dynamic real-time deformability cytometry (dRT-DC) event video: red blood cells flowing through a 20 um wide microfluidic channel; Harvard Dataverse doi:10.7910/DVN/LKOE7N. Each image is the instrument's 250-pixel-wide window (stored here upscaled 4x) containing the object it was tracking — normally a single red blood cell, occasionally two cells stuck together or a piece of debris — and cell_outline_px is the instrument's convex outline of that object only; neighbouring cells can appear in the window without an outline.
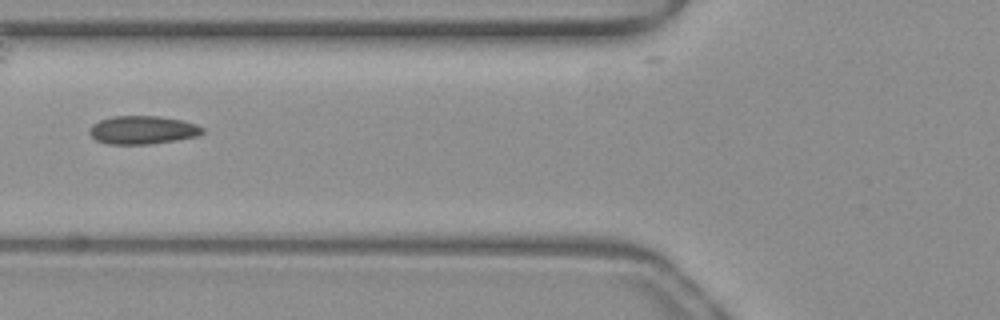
{"species": "common noctule bat (a hibernating species)", "species_latin": "Nyctalus noctula", "temperature_condition": "warm", "stored_images_in_passage": 34, "camera_frame_rate_fps": 3000, "um_per_image_px": 0.085, "animal": {"sex": "female", "body_mass_g": 19.3, "forearm_length_mm": 54.1}, "frame": {"image": 1, "passage_image": 2, "time_ms": 0.333, "image_size_px": [1000, 320], "cell_outline_px": [[204, 132], [196, 136], [176, 140], [148, 144], [108, 144], [96, 140], [88, 132], [92, 124], [100, 120], [112, 116], [160, 116], [180, 120], [196, 124], [204, 128]], "centroid_in_image_um": [12.1, 11.04], "position_along_channel_um": 113.7, "area_um2": 18.55}}
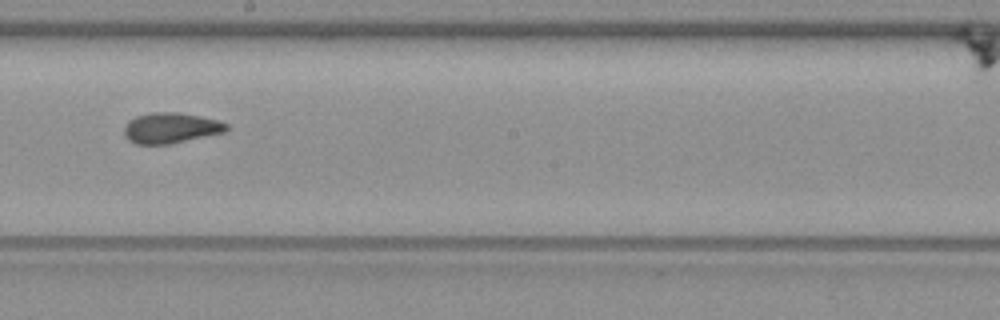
{"frame": {"image": 2, "passage_image": 11, "time_ms": 3.333, "image_size_px": [1000, 320], "cell_outline_px": [[228, 128], [224, 132], [168, 144], [136, 144], [128, 140], [124, 136], [124, 128], [128, 120], [136, 116], [152, 112], [180, 112], [200, 116], [216, 120], [228, 124]], "centroid_in_image_um": [14.47, 10.87], "position_along_channel_um": 233.7, "area_um2": 18.15}}
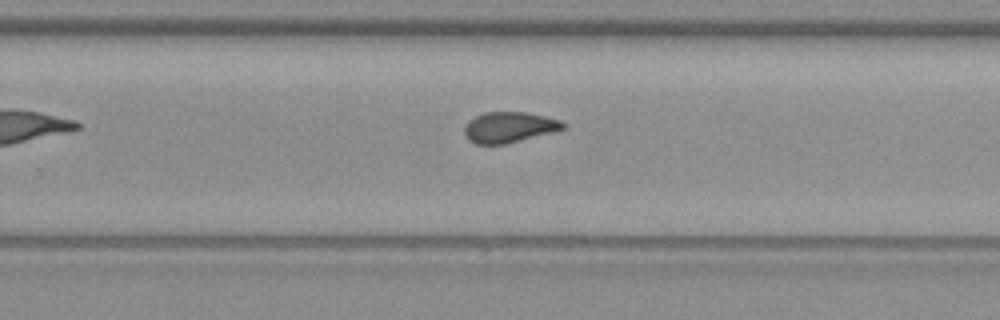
{"frame": {"image": 3, "passage_image": 15, "time_ms": 4.667, "image_size_px": [1000, 320], "cell_outline_px": [[564, 128], [556, 132], [508, 144], [476, 144], [468, 140], [464, 132], [464, 128], [468, 120], [484, 112], [528, 112], [560, 120], [564, 124]], "centroid_in_image_um": [43.28, 10.82], "position_along_channel_um": 286.5, "area_um2": 17.86}, "authors_computed_cell_mechanics": {"area_um2": 17.9758, "velocity_mm_per_s": 3.9789, "shape_relaxation_time_tau1_ms": null, "shape_relaxation_time_tau2_ms": 1.134, "deformation_change_tau1": null, "deformation_change_tau2": 0.032}}